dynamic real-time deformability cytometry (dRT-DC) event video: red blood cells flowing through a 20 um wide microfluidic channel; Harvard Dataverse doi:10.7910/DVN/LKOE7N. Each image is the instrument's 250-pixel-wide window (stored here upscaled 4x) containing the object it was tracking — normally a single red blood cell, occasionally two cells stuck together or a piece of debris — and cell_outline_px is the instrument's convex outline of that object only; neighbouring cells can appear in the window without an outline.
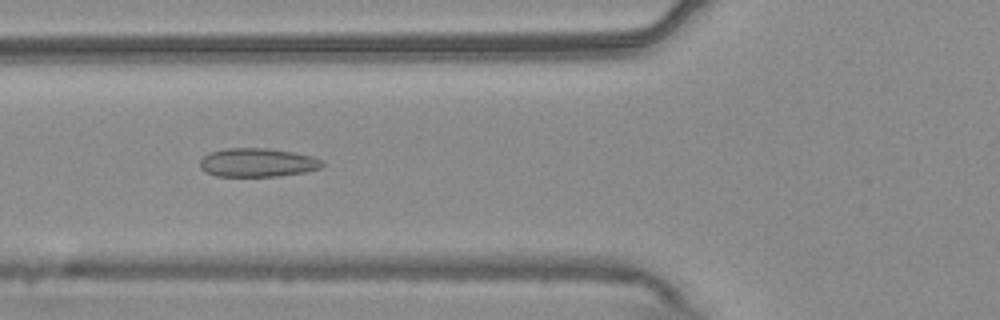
{"species": "common noctule bat (a hibernating species)", "species_latin": "Nyctalus noctula", "temperature_condition": "warm", "stored_images_in_passage": 53, "camera_frame_rate_fps": 3000, "um_per_image_px": 0.085, "animal": {"sex": "male", "body_mass_g": 20.4}, "frame": {"image": 1, "passage_image": 19, "time_ms": 6.0, "image_size_px": [1000, 320], "cell_outline_px": [[324, 164], [320, 168], [304, 172], [276, 176], [216, 176], [204, 172], [200, 168], [200, 160], [208, 152], [224, 148], [268, 148], [292, 152], [312, 156], [320, 160]], "centroid_in_image_um": [21.83, 13.81], "position_along_channel_um": 104.0, "area_um2": 20.46}}
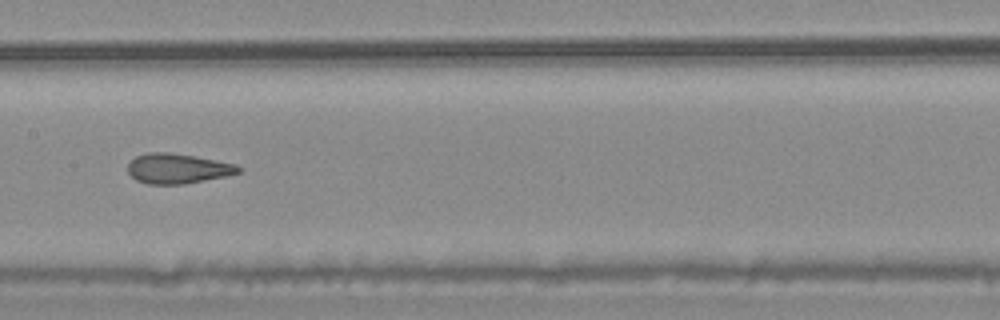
{"frame": {"image": 2, "passage_image": 26, "time_ms": 8.333, "image_size_px": [1000, 320], "cell_outline_px": [[244, 168], [240, 172], [228, 176], [184, 184], [148, 184], [136, 180], [128, 172], [128, 164], [136, 156], [148, 152], [168, 152], [216, 160], [236, 164]], "centroid_in_image_um": [15.13, 14.33], "position_along_channel_um": 192.3, "area_um2": 19.36}}
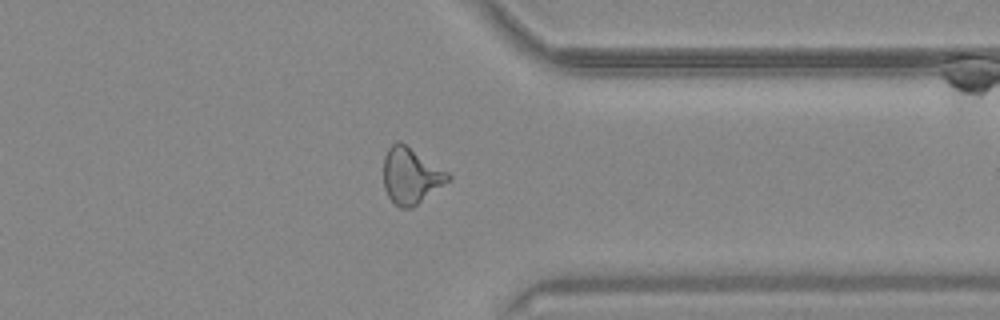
{"frame": {"image": 3, "passage_image": 41, "time_ms": 13.333, "image_size_px": [1000, 320], "cell_outline_px": [[452, 180], [412, 208], [400, 208], [388, 196], [384, 188], [384, 156], [388, 148], [396, 140], [400, 140], [448, 172], [452, 176]], "centroid_in_image_um": [34.94, 14.93], "position_along_channel_um": 376.5, "area_um2": 21.27}, "authors_computed_cell_mechanics": {"area_um2": 21.097, "velocity_mm_per_s": 3.7786, "shape_relaxation_time_tau1_ms": null, "shape_relaxation_time_tau2_ms": 1.7641, "deformation_change_tau1": null, "deformation_change_tau2": 0.0881}}